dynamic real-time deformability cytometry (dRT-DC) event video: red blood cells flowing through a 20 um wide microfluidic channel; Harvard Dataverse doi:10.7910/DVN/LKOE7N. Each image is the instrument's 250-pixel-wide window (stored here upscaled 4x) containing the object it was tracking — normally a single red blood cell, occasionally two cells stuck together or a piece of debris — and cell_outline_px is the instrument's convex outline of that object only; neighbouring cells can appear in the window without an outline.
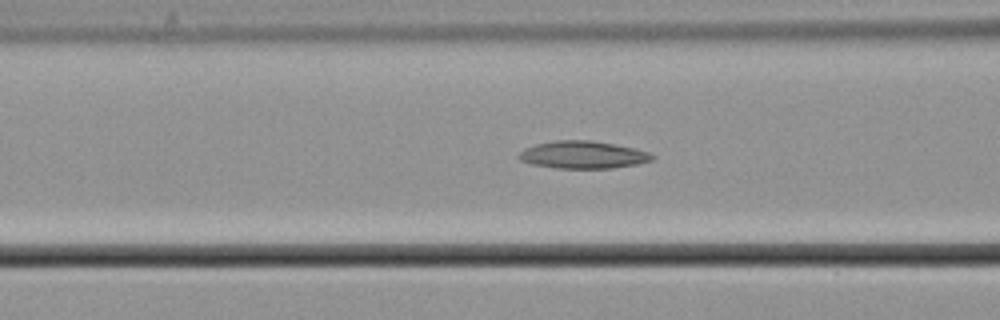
{"species": "common noctule bat (a hibernating species)", "species_latin": "Nyctalus noctula", "temperature_condition": "cold", "stored_images_in_passage": 45, "camera_frame_rate_fps": 3000, "um_per_image_px": 0.085, "animal": {"sex": "male", "body_mass_g": 21.5, "forearm_length_mm": 52.0}, "frame": {"image": 1, "passage_image": 23, "time_ms": 7.333, "image_size_px": [1000, 320], "cell_outline_px": [[656, 156], [652, 160], [636, 164], [612, 168], [556, 168], [532, 164], [520, 160], [516, 156], [524, 148], [536, 144], [556, 140], [592, 140], [632, 148], [648, 152]], "centroid_in_image_um": [49.51, 13.16], "position_along_channel_um": 117.1, "area_um2": 21.21}}
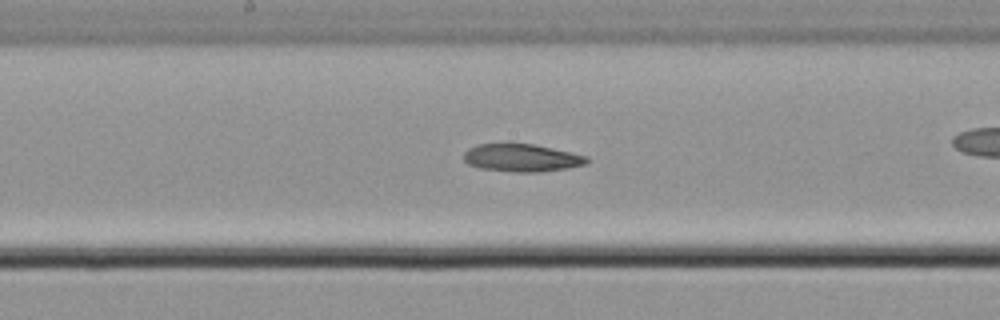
{"frame": {"image": 2, "passage_image": 30, "time_ms": 9.667, "image_size_px": [1000, 320], "cell_outline_px": [[588, 164], [568, 168], [540, 172], [516, 172], [480, 168], [468, 164], [464, 160], [464, 152], [468, 148], [476, 144], [508, 140], [532, 144], [552, 148], [588, 156]], "centroid_in_image_um": [44.3, 13.37], "position_along_channel_um": 203.9, "area_um2": 20.63}}
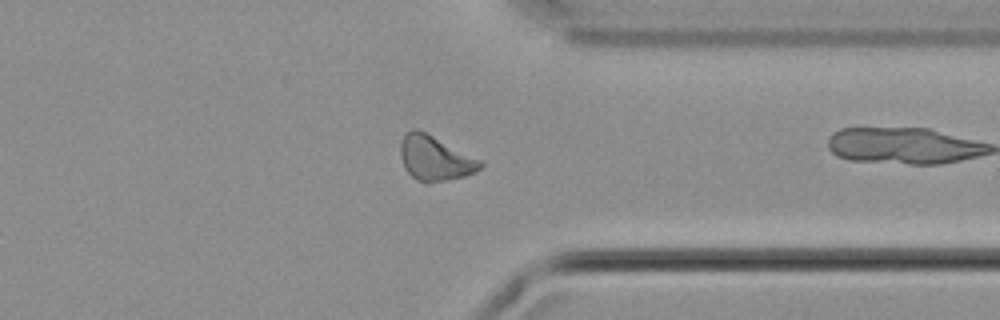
{"frame": {"image": 3, "passage_image": 44, "time_ms": 14.333, "image_size_px": [1000, 320], "cell_outline_px": [[484, 164], [476, 172], [464, 176], [448, 180], [428, 184], [424, 184], [416, 180], [404, 168], [400, 156], [400, 144], [404, 136], [412, 128], [416, 128], [484, 160]], "centroid_in_image_um": [37.0, 13.47], "position_along_channel_um": 374.4, "area_um2": 21.15}}